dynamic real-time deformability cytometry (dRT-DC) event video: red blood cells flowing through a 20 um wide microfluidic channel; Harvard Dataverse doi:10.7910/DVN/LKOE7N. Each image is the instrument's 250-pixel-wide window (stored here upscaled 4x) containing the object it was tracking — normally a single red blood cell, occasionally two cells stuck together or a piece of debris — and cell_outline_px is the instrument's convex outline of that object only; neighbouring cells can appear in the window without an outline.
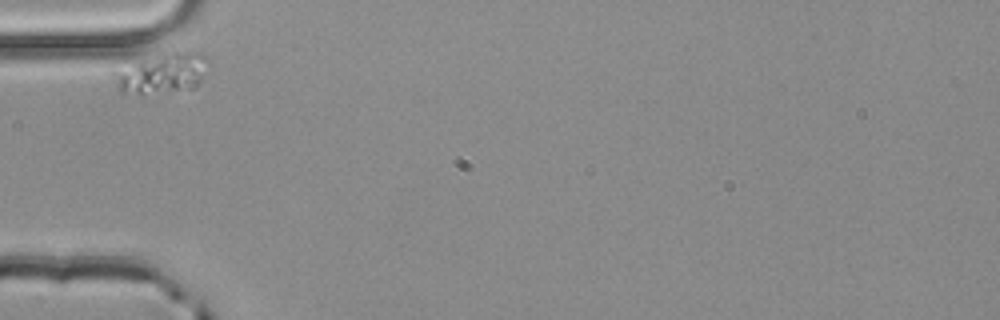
{"species": "common noctule bat (a hibernating species)", "species_latin": "Nyctalus noctula", "temperature_condition": "room temperature", "stored_images_in_passage": 3, "camera_frame_rate_fps": 3000, "um_per_image_px": 0.085, "animal": {"sex": "male", "body_mass_g": 20.4}, "frame": {"image": 1, "passage_image": 1, "time_ms": 0.0, "image_size_px": [1000, 320], "cell_outline_px": [[208, 64], [196, 88], [124, 96], [120, 92], [108, 72], [172, 52], [200, 52], [208, 60]], "centroid_in_image_um": [13.71, 6.28], "position_along_channel_um": 71.3, "area_um2": 21.85}}
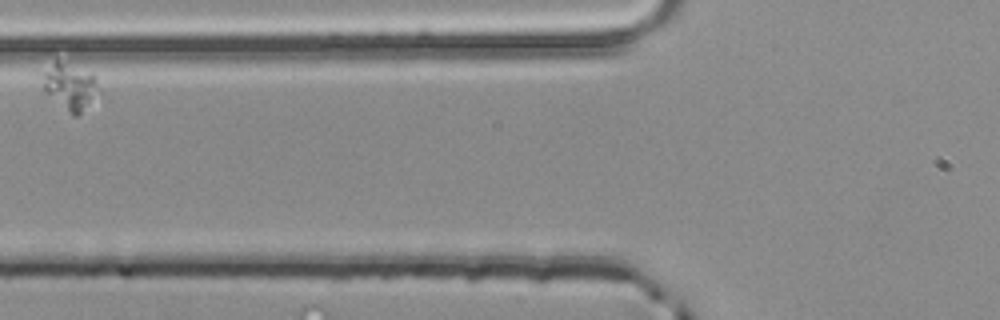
{"frame": {"image": 2, "passage_image": 2, "time_ms": 0.333, "image_size_px": [1000, 320], "cell_outline_px": [[100, 92], [76, 116], [72, 116], [44, 92], [44, 72], [56, 60], [92, 72], [96, 76], [100, 88]], "centroid_in_image_um": [6.0, 7.36], "position_along_channel_um": 119.8, "area_um2": 15.03}}
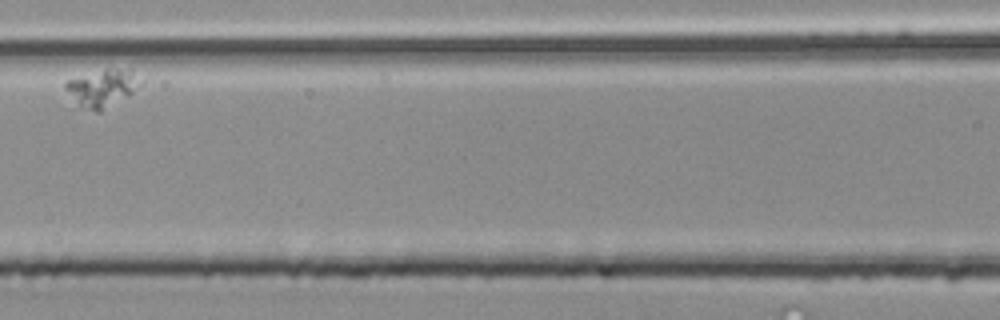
{"frame": {"image": 3, "passage_image": 3, "time_ms": 0.667, "image_size_px": [1000, 320], "cell_outline_px": [[144, 84], [132, 92], [100, 112], [96, 112], [80, 104], [64, 88], [64, 84], [68, 80], [104, 68], [128, 68], [144, 80]], "centroid_in_image_um": [8.77, 7.42], "position_along_channel_um": 157.8, "area_um2": 16.07}}